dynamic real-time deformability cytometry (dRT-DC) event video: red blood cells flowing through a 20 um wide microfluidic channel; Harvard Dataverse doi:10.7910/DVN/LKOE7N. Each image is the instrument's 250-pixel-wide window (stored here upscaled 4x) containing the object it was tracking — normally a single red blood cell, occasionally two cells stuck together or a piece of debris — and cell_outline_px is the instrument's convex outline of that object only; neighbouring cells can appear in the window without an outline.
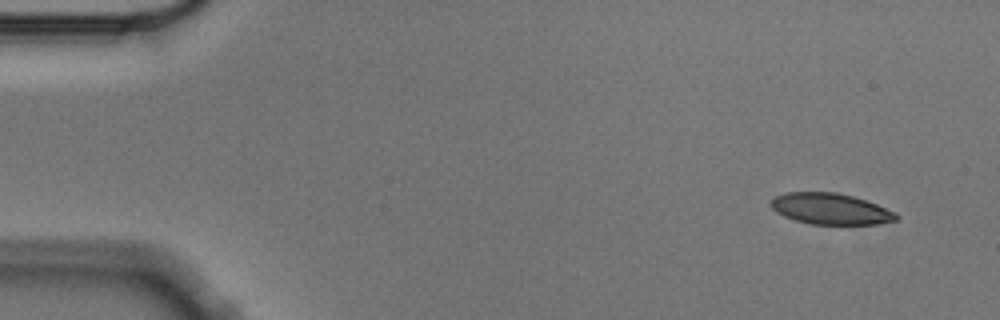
{"species": "Egyptian fruit bat (a non-hibernating species)", "species_latin": "Rousettus aegyptiacus", "temperature_condition": "cold", "stored_images_in_passage": 4, "camera_frame_rate_fps": 3000, "um_per_image_px": 0.085, "animal": {"sex": "male"}, "frame": {"image": 1, "passage_image": 1, "time_ms": 0.0, "image_size_px": [1000, 320], "cell_outline_px": [[900, 216], [896, 220], [876, 224], [808, 224], [784, 216], [776, 212], [772, 208], [772, 200], [776, 196], [784, 192], [836, 192], [852, 196], [876, 204], [896, 212]], "centroid_in_image_um": [70.6, 17.75], "position_along_channel_um": 14.4, "area_um2": 22.6}}
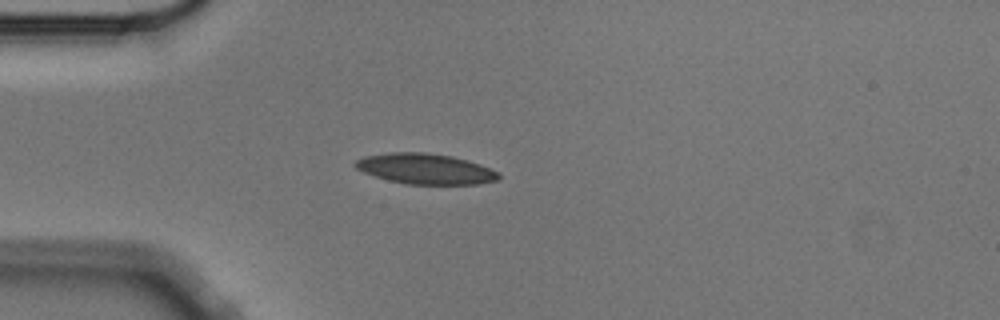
{"frame": {"image": 2, "passage_image": 4, "time_ms": 1.0, "image_size_px": [1000, 320], "cell_outline_px": [[500, 180], [476, 184], [404, 184], [388, 180], [364, 172], [356, 168], [352, 164], [356, 160], [364, 156], [388, 152], [424, 152], [452, 156], [468, 160], [480, 164], [500, 172]], "centroid_in_image_um": [36.17, 14.35], "position_along_channel_um": 48.8, "area_um2": 25.66}}